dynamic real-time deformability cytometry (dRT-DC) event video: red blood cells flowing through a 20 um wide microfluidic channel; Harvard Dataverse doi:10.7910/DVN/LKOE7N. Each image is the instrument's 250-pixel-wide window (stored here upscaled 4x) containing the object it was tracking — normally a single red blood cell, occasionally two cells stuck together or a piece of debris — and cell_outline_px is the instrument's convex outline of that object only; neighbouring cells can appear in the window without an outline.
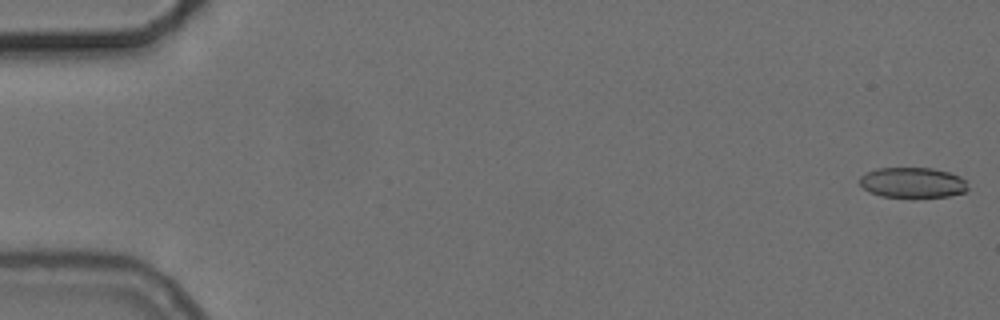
{"species": "common noctule bat (a hibernating species)", "species_latin": "Nyctalus noctula", "temperature_condition": "cold", "stored_images_in_passage": 55, "camera_frame_rate_fps": 3000, "um_per_image_px": 0.085, "animal": {"sex": "female", "body_mass_g": 24.6, "forearm_length_mm": 56.2}, "frame": {"image": 1, "passage_image": 1, "time_ms": 0.0, "image_size_px": [1000, 320], "cell_outline_px": [[968, 188], [964, 192], [948, 196], [880, 196], [868, 192], [860, 184], [860, 176], [876, 168], [932, 168], [948, 172], [960, 176], [964, 180]], "centroid_in_image_um": [77.55, 15.5], "position_along_channel_um": 7.5, "area_um2": 18.84}}
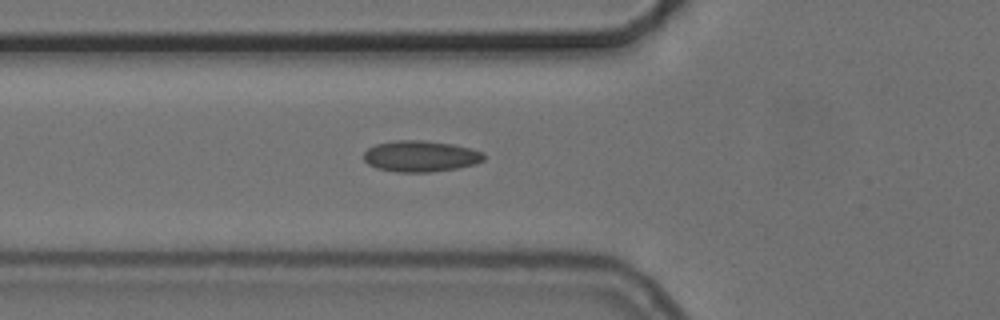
{"frame": {"image": 2, "passage_image": 20, "time_ms": 6.333, "image_size_px": [1000, 320], "cell_outline_px": [[484, 160], [476, 164], [456, 168], [432, 172], [396, 172], [376, 168], [368, 164], [364, 160], [364, 152], [368, 148], [376, 144], [396, 140], [424, 140], [452, 144], [484, 152]], "centroid_in_image_um": [35.74, 13.28], "position_along_channel_um": 90.1, "area_um2": 21.85}}
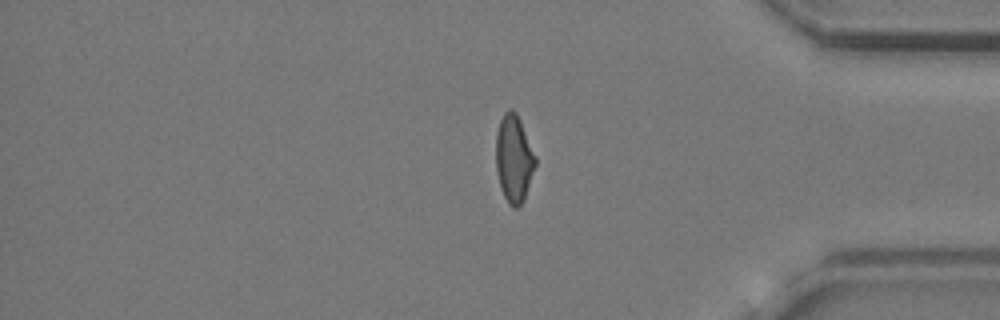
{"frame": {"image": 3, "passage_image": 46, "time_ms": 15.0, "image_size_px": [1000, 320], "cell_outline_px": [[536, 164], [524, 200], [516, 208], [512, 208], [508, 204], [504, 196], [500, 184], [496, 168], [496, 132], [500, 120], [504, 112], [508, 108], [512, 108], [516, 112], [520, 120], [536, 156]], "centroid_in_image_um": [43.68, 13.46], "position_along_channel_um": 391.5, "area_um2": 20.11}, "authors_computed_cell_mechanics": {"area_um2": 20.2878, "velocity_mm_per_s": 3.7321, "shape_relaxation_time_tau1_ms": null, "shape_relaxation_time_tau2_ms": 2.0898, "deformation_change_tau1": null, "deformation_change_tau2": 0.0897}}